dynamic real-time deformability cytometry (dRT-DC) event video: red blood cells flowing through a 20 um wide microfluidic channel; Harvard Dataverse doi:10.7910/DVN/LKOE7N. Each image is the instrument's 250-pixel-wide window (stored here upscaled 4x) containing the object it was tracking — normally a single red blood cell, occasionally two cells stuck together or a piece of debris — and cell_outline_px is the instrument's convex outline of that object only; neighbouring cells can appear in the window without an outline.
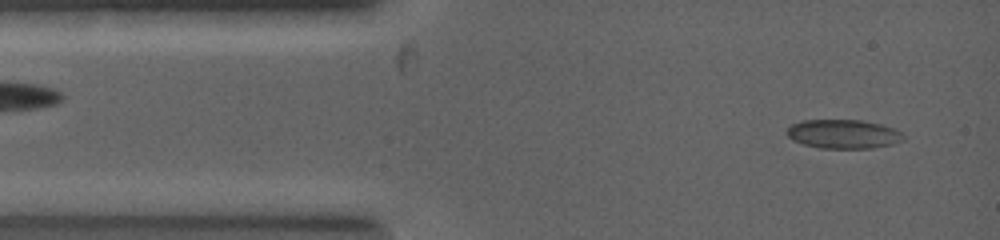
{"species": "common noctule bat (a hibernating species)", "species_latin": "Nyctalus noctula", "temperature_condition": "warm", "stored_images_in_passage": 39, "camera_frame_rate_fps": 5000, "um_per_image_px": 0.085, "animal": {"sex": "female", "body_mass_g": 19.0, "forearm_length_mm": 53.3}, "frame": {"image": 1, "passage_image": 2, "time_ms": 0.2, "image_size_px": [1000, 240], "cell_outline_px": [[904, 140], [892, 144], [872, 148], [820, 148], [804, 144], [792, 140], [784, 132], [792, 124], [800, 120], [864, 120], [880, 124], [892, 128], [900, 132], [904, 136]], "centroid_in_image_um": [71.65, 11.39], "position_along_channel_um": 13.3, "area_um2": 19.71}}
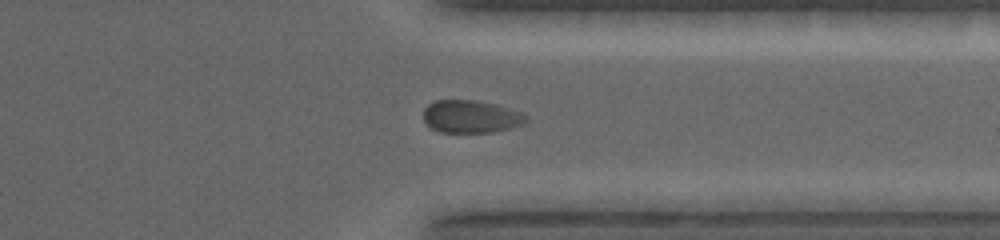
{"frame": {"image": 2, "passage_image": 28, "time_ms": 6.6, "image_size_px": [1000, 240], "cell_outline_px": [[528, 120], [524, 124], [492, 132], [440, 132], [432, 128], [424, 120], [424, 108], [428, 104], [436, 100], [472, 100], [496, 104], [524, 112], [528, 116]], "centroid_in_image_um": [40.07, 9.9], "position_along_channel_um": 371.3, "area_um2": 19.59}}
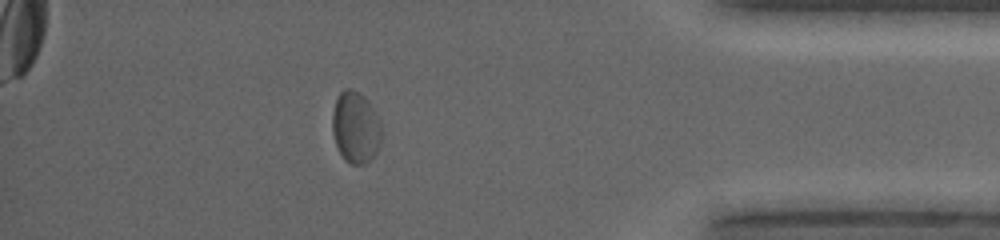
{"frame": {"image": 3, "passage_image": 32, "time_ms": 7.6, "image_size_px": [1000, 240], "cell_outline_px": [[380, 144], [376, 152], [364, 164], [352, 164], [344, 160], [336, 144], [332, 132], [332, 112], [336, 100], [340, 92], [344, 88], [352, 88], [364, 96], [368, 100], [380, 120]], "centroid_in_image_um": [30.21, 10.8], "position_along_channel_um": 405.0, "area_um2": 20.46}}